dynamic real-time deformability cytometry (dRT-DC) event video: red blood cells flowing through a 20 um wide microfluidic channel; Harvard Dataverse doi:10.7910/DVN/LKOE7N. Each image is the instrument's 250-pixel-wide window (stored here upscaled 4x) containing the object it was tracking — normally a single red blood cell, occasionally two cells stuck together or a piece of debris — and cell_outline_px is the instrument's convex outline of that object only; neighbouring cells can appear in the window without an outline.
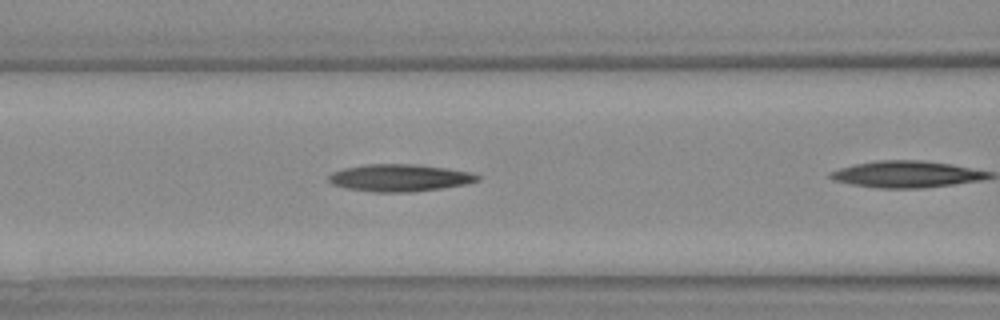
{"species": "Egyptian fruit bat (a non-hibernating species)", "species_latin": "Rousettus aegyptiacus", "temperature_condition": "warm", "stored_images_in_passage": 16, "camera_frame_rate_fps": 3000, "um_per_image_px": 0.085, "animal": {"sex": "female"}, "frame": {"image": 1, "passage_image": 5, "time_ms": 1.333, "image_size_px": [1000, 320], "cell_outline_px": [[480, 180], [468, 184], [444, 188], [408, 192], [372, 192], [348, 188], [332, 184], [328, 180], [328, 176], [332, 172], [344, 168], [368, 164], [412, 164], [444, 168], [468, 172], [480, 176]], "centroid_in_image_um": [33.96, 15.12], "position_along_channel_um": 132.6, "area_um2": 23.47}}